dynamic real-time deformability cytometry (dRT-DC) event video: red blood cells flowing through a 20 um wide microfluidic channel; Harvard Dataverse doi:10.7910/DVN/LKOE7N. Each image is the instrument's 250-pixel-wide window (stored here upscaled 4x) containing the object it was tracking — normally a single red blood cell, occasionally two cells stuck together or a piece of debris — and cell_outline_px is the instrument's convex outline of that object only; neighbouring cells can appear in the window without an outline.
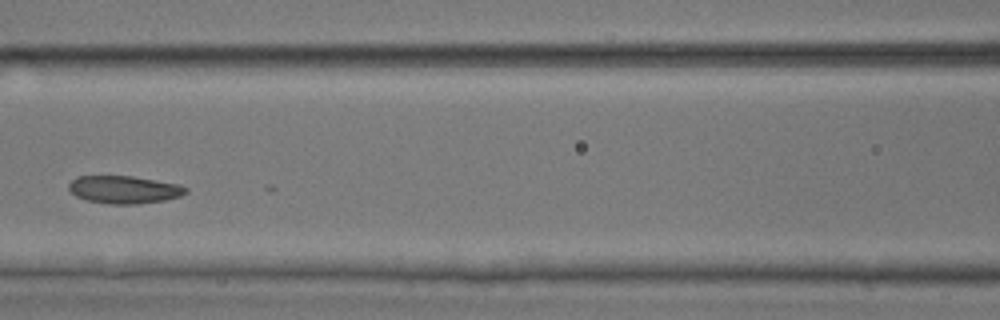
{"species": "common noctule bat (a hibernating species)", "species_latin": "Nyctalus noctula", "temperature_condition": "room temperature", "stored_images_in_passage": 6, "camera_frame_rate_fps": 3000, "um_per_image_px": 0.085, "animal": {"sex": "male", "body_mass_g": 17.9, "forearm_length_mm": 54.2}, "frame": {"image": 1, "passage_image": 4, "time_ms": 1.0, "image_size_px": [1000, 320], "cell_outline_px": [[188, 192], [180, 196], [164, 200], [136, 204], [108, 204], [88, 200], [76, 196], [68, 188], [68, 184], [76, 176], [132, 176], [176, 184], [188, 188]], "centroid_in_image_um": [10.53, 16.11], "position_along_channel_um": 156.1, "area_um2": 18.73}}
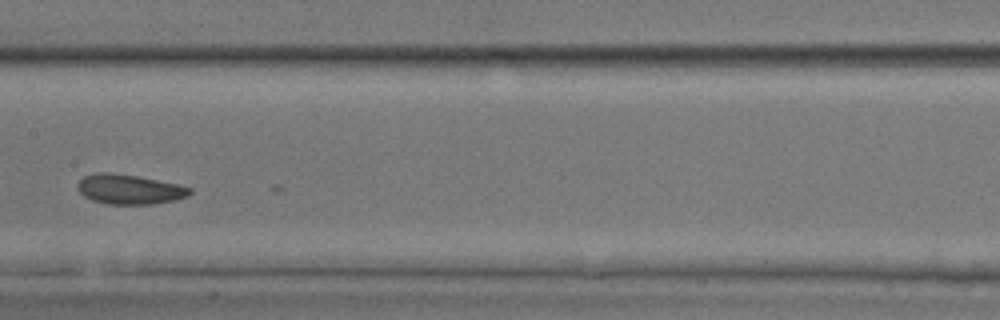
{"frame": {"image": 2, "passage_image": 5, "time_ms": 1.333, "image_size_px": [1000, 320], "cell_outline_px": [[192, 192], [188, 196], [176, 200], [152, 204], [108, 204], [92, 200], [84, 196], [76, 188], [76, 184], [84, 176], [100, 172], [112, 172], [136, 176], [180, 184], [192, 188]], "centroid_in_image_um": [11.01, 16.09], "position_along_channel_um": 196.4, "area_um2": 19.59}}